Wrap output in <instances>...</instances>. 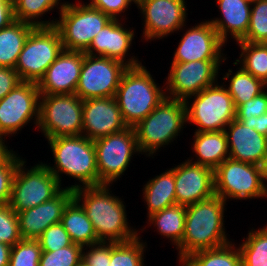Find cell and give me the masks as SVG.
I'll use <instances>...</instances> for the list:
<instances>
[{"label":"cell","mask_w":267,"mask_h":266,"mask_svg":"<svg viewBox=\"0 0 267 266\" xmlns=\"http://www.w3.org/2000/svg\"><path fill=\"white\" fill-rule=\"evenodd\" d=\"M143 186L142 194L147 205V218L176 204L175 179L171 169L149 179Z\"/></svg>","instance_id":"484cf974"},{"label":"cell","mask_w":267,"mask_h":266,"mask_svg":"<svg viewBox=\"0 0 267 266\" xmlns=\"http://www.w3.org/2000/svg\"><path fill=\"white\" fill-rule=\"evenodd\" d=\"M10 245L0 243V266H8L10 259Z\"/></svg>","instance_id":"c3c4849f"},{"label":"cell","mask_w":267,"mask_h":266,"mask_svg":"<svg viewBox=\"0 0 267 266\" xmlns=\"http://www.w3.org/2000/svg\"><path fill=\"white\" fill-rule=\"evenodd\" d=\"M13 151L0 163V206L9 204L11 198L12 181L19 162L23 157Z\"/></svg>","instance_id":"ab89813d"},{"label":"cell","mask_w":267,"mask_h":266,"mask_svg":"<svg viewBox=\"0 0 267 266\" xmlns=\"http://www.w3.org/2000/svg\"><path fill=\"white\" fill-rule=\"evenodd\" d=\"M260 167H261L263 181L267 186V183H266L267 182V154L265 155V158L262 164L260 165Z\"/></svg>","instance_id":"f907efd6"},{"label":"cell","mask_w":267,"mask_h":266,"mask_svg":"<svg viewBox=\"0 0 267 266\" xmlns=\"http://www.w3.org/2000/svg\"><path fill=\"white\" fill-rule=\"evenodd\" d=\"M21 82L15 68L0 67V100Z\"/></svg>","instance_id":"f6af8a7d"},{"label":"cell","mask_w":267,"mask_h":266,"mask_svg":"<svg viewBox=\"0 0 267 266\" xmlns=\"http://www.w3.org/2000/svg\"><path fill=\"white\" fill-rule=\"evenodd\" d=\"M127 68L121 61L84 53L75 94L82 100L115 97L121 77Z\"/></svg>","instance_id":"9a60e30c"},{"label":"cell","mask_w":267,"mask_h":266,"mask_svg":"<svg viewBox=\"0 0 267 266\" xmlns=\"http://www.w3.org/2000/svg\"><path fill=\"white\" fill-rule=\"evenodd\" d=\"M247 128H253L258 133L264 135L267 137V112L262 114L259 117H253L246 119V120H240Z\"/></svg>","instance_id":"7dc6e473"},{"label":"cell","mask_w":267,"mask_h":266,"mask_svg":"<svg viewBox=\"0 0 267 266\" xmlns=\"http://www.w3.org/2000/svg\"><path fill=\"white\" fill-rule=\"evenodd\" d=\"M110 257L111 242L100 241L92 245L83 246L82 259L89 266H109Z\"/></svg>","instance_id":"b9f144b4"},{"label":"cell","mask_w":267,"mask_h":266,"mask_svg":"<svg viewBox=\"0 0 267 266\" xmlns=\"http://www.w3.org/2000/svg\"><path fill=\"white\" fill-rule=\"evenodd\" d=\"M180 266H242V256L239 247L230 242L222 247L192 253Z\"/></svg>","instance_id":"1f68e13d"},{"label":"cell","mask_w":267,"mask_h":266,"mask_svg":"<svg viewBox=\"0 0 267 266\" xmlns=\"http://www.w3.org/2000/svg\"><path fill=\"white\" fill-rule=\"evenodd\" d=\"M170 169L174 172L176 204L188 206L215 195L213 169L188 158Z\"/></svg>","instance_id":"ac0fdd59"},{"label":"cell","mask_w":267,"mask_h":266,"mask_svg":"<svg viewBox=\"0 0 267 266\" xmlns=\"http://www.w3.org/2000/svg\"><path fill=\"white\" fill-rule=\"evenodd\" d=\"M37 240L42 251H56L73 244L61 222L49 226Z\"/></svg>","instance_id":"60d3db41"},{"label":"cell","mask_w":267,"mask_h":266,"mask_svg":"<svg viewBox=\"0 0 267 266\" xmlns=\"http://www.w3.org/2000/svg\"><path fill=\"white\" fill-rule=\"evenodd\" d=\"M65 4L61 0H13L15 20L34 27L55 26L57 19L42 20L43 16L54 11V8H58L60 13Z\"/></svg>","instance_id":"4dcf8cb0"},{"label":"cell","mask_w":267,"mask_h":266,"mask_svg":"<svg viewBox=\"0 0 267 266\" xmlns=\"http://www.w3.org/2000/svg\"><path fill=\"white\" fill-rule=\"evenodd\" d=\"M186 219V206L175 204L156 212L148 217V226H155L157 233L171 241L178 251L180 264V242L184 236Z\"/></svg>","instance_id":"4316f807"},{"label":"cell","mask_w":267,"mask_h":266,"mask_svg":"<svg viewBox=\"0 0 267 266\" xmlns=\"http://www.w3.org/2000/svg\"><path fill=\"white\" fill-rule=\"evenodd\" d=\"M226 202L217 195L186 206L185 231L180 242V263L192 253L232 242L227 238Z\"/></svg>","instance_id":"7a4b0ae2"},{"label":"cell","mask_w":267,"mask_h":266,"mask_svg":"<svg viewBox=\"0 0 267 266\" xmlns=\"http://www.w3.org/2000/svg\"><path fill=\"white\" fill-rule=\"evenodd\" d=\"M63 50L61 36L55 26L34 27L15 66L20 80L38 83Z\"/></svg>","instance_id":"9c48e42d"},{"label":"cell","mask_w":267,"mask_h":266,"mask_svg":"<svg viewBox=\"0 0 267 266\" xmlns=\"http://www.w3.org/2000/svg\"><path fill=\"white\" fill-rule=\"evenodd\" d=\"M186 108L183 100L165 97L157 107L134 126L141 154L150 158L176 140L186 128ZM165 146V147H164Z\"/></svg>","instance_id":"5b68a950"},{"label":"cell","mask_w":267,"mask_h":266,"mask_svg":"<svg viewBox=\"0 0 267 266\" xmlns=\"http://www.w3.org/2000/svg\"><path fill=\"white\" fill-rule=\"evenodd\" d=\"M7 138L0 135V163H2L12 152L13 149L8 148L7 141L5 144V140Z\"/></svg>","instance_id":"681fc988"},{"label":"cell","mask_w":267,"mask_h":266,"mask_svg":"<svg viewBox=\"0 0 267 266\" xmlns=\"http://www.w3.org/2000/svg\"><path fill=\"white\" fill-rule=\"evenodd\" d=\"M76 266H89L83 259Z\"/></svg>","instance_id":"816d5d0a"},{"label":"cell","mask_w":267,"mask_h":266,"mask_svg":"<svg viewBox=\"0 0 267 266\" xmlns=\"http://www.w3.org/2000/svg\"><path fill=\"white\" fill-rule=\"evenodd\" d=\"M122 21V22H121ZM125 20L112 19L94 37L90 47L84 52L93 56H103L123 62L128 67L142 64L136 56L128 54L135 39V30L124 27ZM124 23V24H122ZM133 29V30H132ZM126 56L131 57L126 60Z\"/></svg>","instance_id":"ffe728a7"},{"label":"cell","mask_w":267,"mask_h":266,"mask_svg":"<svg viewBox=\"0 0 267 266\" xmlns=\"http://www.w3.org/2000/svg\"><path fill=\"white\" fill-rule=\"evenodd\" d=\"M25 160L19 162L12 181L9 205L16 213L51 200L65 188L45 163L29 169L25 168Z\"/></svg>","instance_id":"52a82bcc"},{"label":"cell","mask_w":267,"mask_h":266,"mask_svg":"<svg viewBox=\"0 0 267 266\" xmlns=\"http://www.w3.org/2000/svg\"><path fill=\"white\" fill-rule=\"evenodd\" d=\"M225 60L171 62L165 86L166 97L187 100L218 82L220 65Z\"/></svg>","instance_id":"4fadbf2b"},{"label":"cell","mask_w":267,"mask_h":266,"mask_svg":"<svg viewBox=\"0 0 267 266\" xmlns=\"http://www.w3.org/2000/svg\"><path fill=\"white\" fill-rule=\"evenodd\" d=\"M94 142L98 186L113 185L128 169L133 155L141 154L134 127L99 138Z\"/></svg>","instance_id":"7c38bea8"},{"label":"cell","mask_w":267,"mask_h":266,"mask_svg":"<svg viewBox=\"0 0 267 266\" xmlns=\"http://www.w3.org/2000/svg\"><path fill=\"white\" fill-rule=\"evenodd\" d=\"M191 162L215 170L224 160L229 158L228 142L225 131L194 132ZM195 160V161H194Z\"/></svg>","instance_id":"d4e9b609"},{"label":"cell","mask_w":267,"mask_h":266,"mask_svg":"<svg viewBox=\"0 0 267 266\" xmlns=\"http://www.w3.org/2000/svg\"><path fill=\"white\" fill-rule=\"evenodd\" d=\"M83 246L73 243L56 251H42L39 266H76L82 260Z\"/></svg>","instance_id":"74e56055"},{"label":"cell","mask_w":267,"mask_h":266,"mask_svg":"<svg viewBox=\"0 0 267 266\" xmlns=\"http://www.w3.org/2000/svg\"><path fill=\"white\" fill-rule=\"evenodd\" d=\"M111 186L102 184L75 189L74 199L92 222L99 241L128 242L137 238L140 230L129 225L125 202L110 191Z\"/></svg>","instance_id":"6da1fadb"},{"label":"cell","mask_w":267,"mask_h":266,"mask_svg":"<svg viewBox=\"0 0 267 266\" xmlns=\"http://www.w3.org/2000/svg\"><path fill=\"white\" fill-rule=\"evenodd\" d=\"M185 0H139L136 3L143 17L145 41L162 39L186 26L188 11Z\"/></svg>","instance_id":"2e32d148"},{"label":"cell","mask_w":267,"mask_h":266,"mask_svg":"<svg viewBox=\"0 0 267 266\" xmlns=\"http://www.w3.org/2000/svg\"><path fill=\"white\" fill-rule=\"evenodd\" d=\"M241 41L249 43L267 41V0L252 1L249 27Z\"/></svg>","instance_id":"d590c367"},{"label":"cell","mask_w":267,"mask_h":266,"mask_svg":"<svg viewBox=\"0 0 267 266\" xmlns=\"http://www.w3.org/2000/svg\"><path fill=\"white\" fill-rule=\"evenodd\" d=\"M215 195L225 202L267 198V186L263 181L260 165L224 160L214 170Z\"/></svg>","instance_id":"30bf717a"},{"label":"cell","mask_w":267,"mask_h":266,"mask_svg":"<svg viewBox=\"0 0 267 266\" xmlns=\"http://www.w3.org/2000/svg\"><path fill=\"white\" fill-rule=\"evenodd\" d=\"M41 254L38 240L22 239L11 247L8 266H39Z\"/></svg>","instance_id":"8d00e7d4"},{"label":"cell","mask_w":267,"mask_h":266,"mask_svg":"<svg viewBox=\"0 0 267 266\" xmlns=\"http://www.w3.org/2000/svg\"><path fill=\"white\" fill-rule=\"evenodd\" d=\"M34 28L18 20L0 30V67L15 68L24 43Z\"/></svg>","instance_id":"f1b7e54d"},{"label":"cell","mask_w":267,"mask_h":266,"mask_svg":"<svg viewBox=\"0 0 267 266\" xmlns=\"http://www.w3.org/2000/svg\"><path fill=\"white\" fill-rule=\"evenodd\" d=\"M152 76L147 67L140 64L128 67L121 77L115 99L128 127L136 126L166 97L165 88Z\"/></svg>","instance_id":"277c9868"},{"label":"cell","mask_w":267,"mask_h":266,"mask_svg":"<svg viewBox=\"0 0 267 266\" xmlns=\"http://www.w3.org/2000/svg\"><path fill=\"white\" fill-rule=\"evenodd\" d=\"M229 158L261 165L267 154V137L253 128H247L240 120H232L225 128Z\"/></svg>","instance_id":"603a6c76"},{"label":"cell","mask_w":267,"mask_h":266,"mask_svg":"<svg viewBox=\"0 0 267 266\" xmlns=\"http://www.w3.org/2000/svg\"><path fill=\"white\" fill-rule=\"evenodd\" d=\"M240 47L239 59L234 65L241 66L246 72L252 74L267 85V45L265 43H249L238 41Z\"/></svg>","instance_id":"d6a6232c"},{"label":"cell","mask_w":267,"mask_h":266,"mask_svg":"<svg viewBox=\"0 0 267 266\" xmlns=\"http://www.w3.org/2000/svg\"><path fill=\"white\" fill-rule=\"evenodd\" d=\"M133 3L136 4L134 0H90L88 4L102 11L111 19H119L120 17V20H122V18L126 20V17L124 18L122 14L127 11Z\"/></svg>","instance_id":"7bdbcfd3"},{"label":"cell","mask_w":267,"mask_h":266,"mask_svg":"<svg viewBox=\"0 0 267 266\" xmlns=\"http://www.w3.org/2000/svg\"><path fill=\"white\" fill-rule=\"evenodd\" d=\"M66 2L60 11L55 27L58 29L65 50L85 52L96 34L112 19L88 3Z\"/></svg>","instance_id":"ba28073f"},{"label":"cell","mask_w":267,"mask_h":266,"mask_svg":"<svg viewBox=\"0 0 267 266\" xmlns=\"http://www.w3.org/2000/svg\"><path fill=\"white\" fill-rule=\"evenodd\" d=\"M40 97L37 83L22 81L1 99L0 135L5 138L13 137L31 122L37 128Z\"/></svg>","instance_id":"5bb4252c"},{"label":"cell","mask_w":267,"mask_h":266,"mask_svg":"<svg viewBox=\"0 0 267 266\" xmlns=\"http://www.w3.org/2000/svg\"><path fill=\"white\" fill-rule=\"evenodd\" d=\"M267 112V89L260 95L241 104L236 109V119L246 120L253 117H259Z\"/></svg>","instance_id":"ee69618b"},{"label":"cell","mask_w":267,"mask_h":266,"mask_svg":"<svg viewBox=\"0 0 267 266\" xmlns=\"http://www.w3.org/2000/svg\"><path fill=\"white\" fill-rule=\"evenodd\" d=\"M54 165L45 163L62 184V174L78 182L65 188L75 190L81 187L98 186V170L95 145L91 139L80 136L47 139ZM80 182V183H79Z\"/></svg>","instance_id":"3957f363"},{"label":"cell","mask_w":267,"mask_h":266,"mask_svg":"<svg viewBox=\"0 0 267 266\" xmlns=\"http://www.w3.org/2000/svg\"><path fill=\"white\" fill-rule=\"evenodd\" d=\"M181 37L172 62L226 60L228 58L227 54L222 52L226 44L208 20L188 28Z\"/></svg>","instance_id":"e0dca14e"},{"label":"cell","mask_w":267,"mask_h":266,"mask_svg":"<svg viewBox=\"0 0 267 266\" xmlns=\"http://www.w3.org/2000/svg\"><path fill=\"white\" fill-rule=\"evenodd\" d=\"M83 59V51L64 49L37 83L40 94H75Z\"/></svg>","instance_id":"44dd1931"},{"label":"cell","mask_w":267,"mask_h":266,"mask_svg":"<svg viewBox=\"0 0 267 266\" xmlns=\"http://www.w3.org/2000/svg\"><path fill=\"white\" fill-rule=\"evenodd\" d=\"M247 235L238 245L242 266H267V225L257 230L252 227Z\"/></svg>","instance_id":"836d02e7"},{"label":"cell","mask_w":267,"mask_h":266,"mask_svg":"<svg viewBox=\"0 0 267 266\" xmlns=\"http://www.w3.org/2000/svg\"><path fill=\"white\" fill-rule=\"evenodd\" d=\"M61 223L73 243L88 246L100 242L92 222L87 217L83 207L74 198L66 206Z\"/></svg>","instance_id":"83f0119b"},{"label":"cell","mask_w":267,"mask_h":266,"mask_svg":"<svg viewBox=\"0 0 267 266\" xmlns=\"http://www.w3.org/2000/svg\"><path fill=\"white\" fill-rule=\"evenodd\" d=\"M14 21L13 0H0V30Z\"/></svg>","instance_id":"bcb514c9"},{"label":"cell","mask_w":267,"mask_h":266,"mask_svg":"<svg viewBox=\"0 0 267 266\" xmlns=\"http://www.w3.org/2000/svg\"><path fill=\"white\" fill-rule=\"evenodd\" d=\"M83 100L76 94L41 95L37 130L46 139L82 135Z\"/></svg>","instance_id":"8fae6325"},{"label":"cell","mask_w":267,"mask_h":266,"mask_svg":"<svg viewBox=\"0 0 267 266\" xmlns=\"http://www.w3.org/2000/svg\"><path fill=\"white\" fill-rule=\"evenodd\" d=\"M22 240L17 213L9 204L0 206V243L14 246Z\"/></svg>","instance_id":"f35d334b"},{"label":"cell","mask_w":267,"mask_h":266,"mask_svg":"<svg viewBox=\"0 0 267 266\" xmlns=\"http://www.w3.org/2000/svg\"><path fill=\"white\" fill-rule=\"evenodd\" d=\"M216 4L222 16L208 21L217 31L220 39L224 43H227L230 37L236 42L241 41L249 27L252 1L216 0Z\"/></svg>","instance_id":"cb8c5ba5"},{"label":"cell","mask_w":267,"mask_h":266,"mask_svg":"<svg viewBox=\"0 0 267 266\" xmlns=\"http://www.w3.org/2000/svg\"><path fill=\"white\" fill-rule=\"evenodd\" d=\"M73 198V190L64 188L51 200L18 212L22 239L37 240L49 226L61 222L63 212Z\"/></svg>","instance_id":"7402d4cb"},{"label":"cell","mask_w":267,"mask_h":266,"mask_svg":"<svg viewBox=\"0 0 267 266\" xmlns=\"http://www.w3.org/2000/svg\"><path fill=\"white\" fill-rule=\"evenodd\" d=\"M237 69L235 73L232 72V69H228V72L222 77L225 83L226 81L229 82V85H224L232 97L236 109L241 104L263 93L264 89L267 88L263 81L246 72L241 66Z\"/></svg>","instance_id":"f546056e"},{"label":"cell","mask_w":267,"mask_h":266,"mask_svg":"<svg viewBox=\"0 0 267 266\" xmlns=\"http://www.w3.org/2000/svg\"><path fill=\"white\" fill-rule=\"evenodd\" d=\"M146 246V241L144 242L140 236L128 242H111L109 266H145Z\"/></svg>","instance_id":"e575fe53"},{"label":"cell","mask_w":267,"mask_h":266,"mask_svg":"<svg viewBox=\"0 0 267 266\" xmlns=\"http://www.w3.org/2000/svg\"><path fill=\"white\" fill-rule=\"evenodd\" d=\"M82 135L95 141L120 132L128 126L115 97L83 100Z\"/></svg>","instance_id":"d6986e66"},{"label":"cell","mask_w":267,"mask_h":266,"mask_svg":"<svg viewBox=\"0 0 267 266\" xmlns=\"http://www.w3.org/2000/svg\"><path fill=\"white\" fill-rule=\"evenodd\" d=\"M218 83L184 101L186 126L188 123L196 125L195 131L197 132L224 131L228 124L236 118V108L232 97L224 82Z\"/></svg>","instance_id":"8992f818"}]
</instances>
